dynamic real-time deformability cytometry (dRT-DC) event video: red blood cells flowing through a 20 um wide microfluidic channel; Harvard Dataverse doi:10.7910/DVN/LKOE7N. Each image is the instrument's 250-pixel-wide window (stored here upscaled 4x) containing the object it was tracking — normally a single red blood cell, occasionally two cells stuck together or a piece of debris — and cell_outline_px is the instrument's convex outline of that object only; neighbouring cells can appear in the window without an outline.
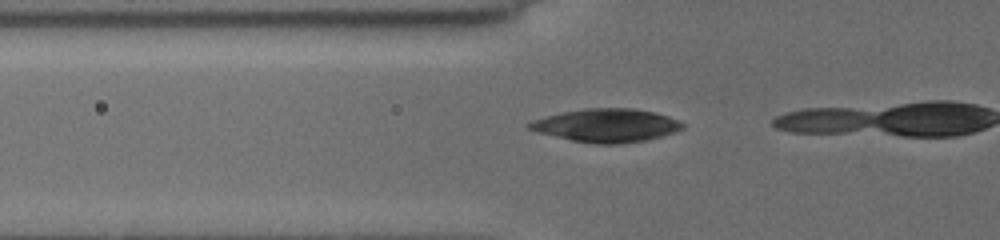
{"species": "common noctule bat (a hibernating species)", "species_latin": "Nyctalus noctula", "temperature_condition": "cold", "stored_images_in_passage": 7, "camera_frame_rate_fps": 3000, "um_per_image_px": 0.085, "animal": {"sex": "female", "body_mass_g": 19.5, "forearm_length_mm": 54.1}, "frame": {"image": 1, "passage_image": 4, "time_ms": 3.333, "image_size_px": [1000, 240], "cell_outline_px": [[684, 128], [676, 132], [644, 140], [616, 144], [596, 144], [572, 140], [540, 132], [528, 128], [524, 124], [532, 120], [564, 112], [584, 108], [632, 108], [652, 112], [668, 116], [684, 124]], "centroid_in_image_um": [51.55, 10.65], "position_along_channel_um": 74.2, "area_um2": 29.3}}
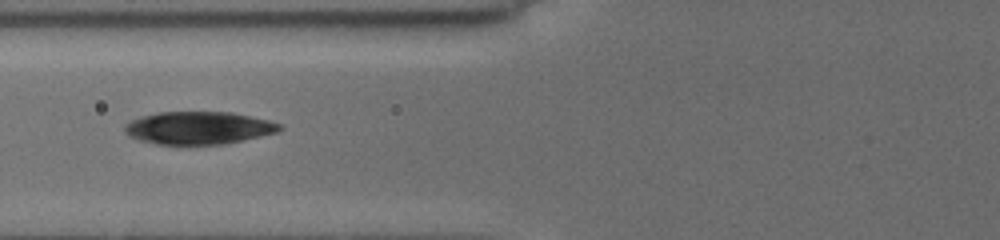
{"frame": {"image": 2, "passage_image": 6, "time_ms": 6.0, "image_size_px": [1000, 240], "cell_outline_px": [[284, 128], [280, 132], [220, 144], [156, 144], [140, 140], [124, 132], [124, 124], [128, 120], [140, 116], [156, 112], [232, 112], [268, 120], [280, 124]], "centroid_in_image_um": [16.85, 10.85], "position_along_channel_um": 108.9, "area_um2": 29.48}}